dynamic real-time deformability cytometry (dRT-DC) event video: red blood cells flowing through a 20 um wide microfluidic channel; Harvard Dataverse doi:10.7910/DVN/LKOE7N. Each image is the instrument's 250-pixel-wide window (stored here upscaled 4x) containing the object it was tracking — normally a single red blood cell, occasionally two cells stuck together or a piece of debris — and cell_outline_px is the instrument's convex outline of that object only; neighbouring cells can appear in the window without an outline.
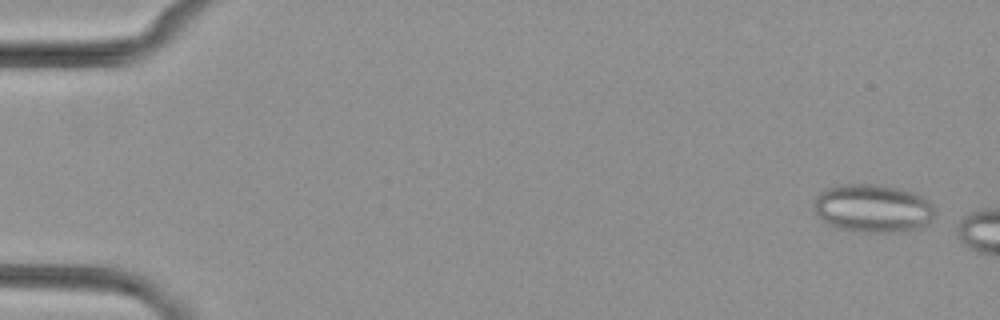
{"species": "common noctule bat (a hibernating species)", "species_latin": "Nyctalus noctula", "temperature_condition": "cold", "stored_images_in_passage": 9, "camera_frame_rate_fps": 3000, "um_per_image_px": 0.085, "animal": {"sex": "female", "body_mass_g": 29.2, "forearm_length_mm": 56.3}, "frame": {"image": 1, "passage_image": 3, "time_ms": 0.667, "image_size_px": [1000, 320], "cell_outline_px": [[932, 220], [928, 224], [920, 228], [904, 232], [856, 232], [836, 228], [828, 224], [816, 212], [812, 204], [816, 196], [820, 192], [828, 188], [840, 184], [876, 184], [916, 192], [924, 196], [932, 204]], "centroid_in_image_um": [74.2, 17.71], "position_along_channel_um": 10.8, "area_um2": 34.28}}